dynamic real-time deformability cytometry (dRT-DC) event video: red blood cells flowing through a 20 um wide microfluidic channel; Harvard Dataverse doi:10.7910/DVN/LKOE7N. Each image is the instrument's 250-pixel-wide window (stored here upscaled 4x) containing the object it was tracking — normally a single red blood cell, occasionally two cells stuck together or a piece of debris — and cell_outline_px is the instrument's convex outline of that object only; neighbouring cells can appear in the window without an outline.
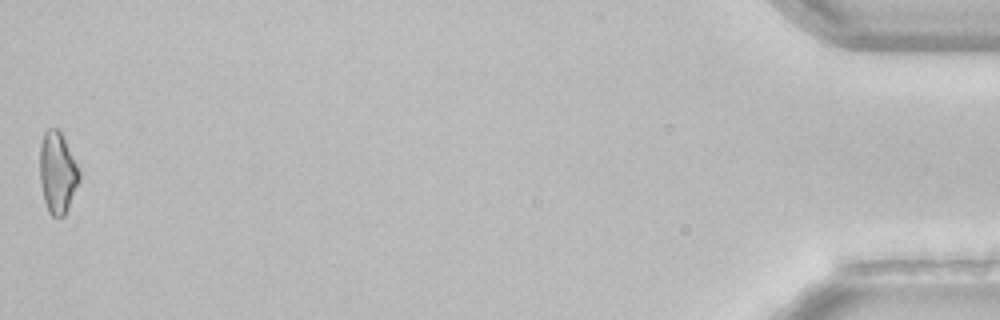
{"species": "common noctule bat (a hibernating species)", "species_latin": "Nyctalus noctula", "temperature_condition": "room temperature", "stored_images_in_passage": 47, "camera_frame_rate_fps": 3000, "um_per_image_px": 0.085, "animal": {"sex": "female", "body_mass_g": 22.7, "forearm_length_mm": 54.2}, "frame": {"image": 1, "passage_image": 47, "time_ms": 15.333, "image_size_px": [1000, 320], "cell_outline_px": [[80, 180], [68, 208], [64, 216], [52, 216], [48, 212], [44, 200], [40, 184], [40, 144], [44, 132], [48, 128], [56, 128], [60, 132], [80, 172]], "centroid_in_image_um": [4.87, 14.7], "position_along_channel_um": 430.3, "area_um2": 18.5}, "authors_computed_cell_mechanics": {"area_um2": 19.1318, "velocity_mm_per_s": 3.9932, "shape_relaxation_time_tau1_ms": 9.325, "shape_relaxation_time_tau2_ms": null, "deformation_change_tau1": 0.2139, "deformation_change_tau2": null}}